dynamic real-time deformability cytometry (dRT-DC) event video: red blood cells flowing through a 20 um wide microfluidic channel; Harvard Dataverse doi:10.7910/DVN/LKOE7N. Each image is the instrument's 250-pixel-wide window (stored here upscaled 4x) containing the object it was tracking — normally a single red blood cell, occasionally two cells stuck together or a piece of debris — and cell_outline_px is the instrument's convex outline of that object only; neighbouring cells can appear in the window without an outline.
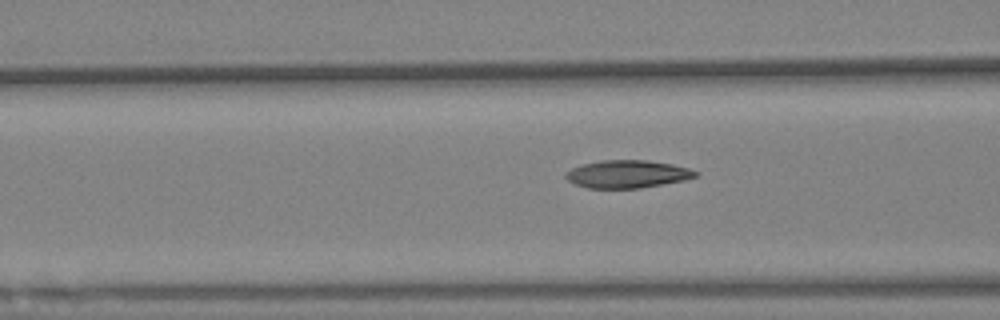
{"species": "Egyptian fruit bat (a non-hibernating species)", "species_latin": "Rousettus aegyptiacus", "temperature_condition": "warm", "stored_images_in_passage": 19, "camera_frame_rate_fps": 3000, "um_per_image_px": 0.085, "animal": {"sex": "female"}, "frame": {"image": 1, "passage_image": 6, "time_ms": 1.667, "image_size_px": [1000, 320], "cell_outline_px": [[700, 176], [684, 180], [640, 188], [588, 188], [576, 184], [568, 180], [564, 176], [572, 168], [580, 164], [600, 160], [648, 160], [672, 164], [688, 168], [700, 172]], "centroid_in_image_um": [53.36, 14.79], "position_along_channel_um": 113.2, "area_um2": 21.04}}
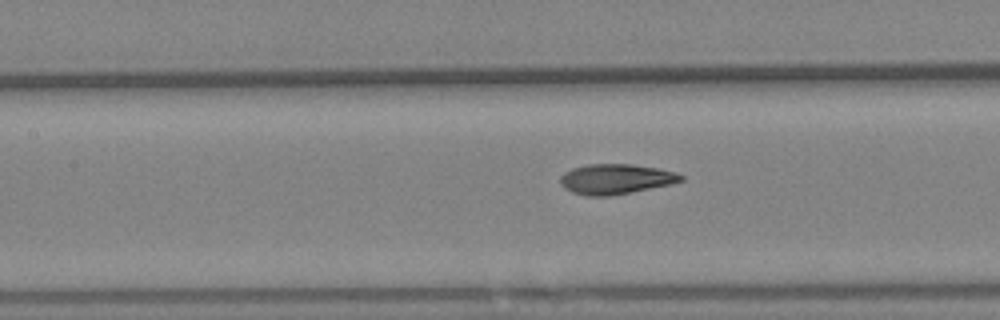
{"frame": {"image": 2, "passage_image": 11, "time_ms": 3.333, "image_size_px": [1000, 320], "cell_outline_px": [[684, 180], [672, 184], [608, 196], [588, 196], [572, 192], [564, 188], [560, 184], [560, 176], [564, 172], [572, 168], [588, 164], [632, 164], [660, 168], [676, 172], [684, 176]], "centroid_in_image_um": [52.34, 15.21], "position_along_channel_um": 155.1, "area_um2": 21.27}}
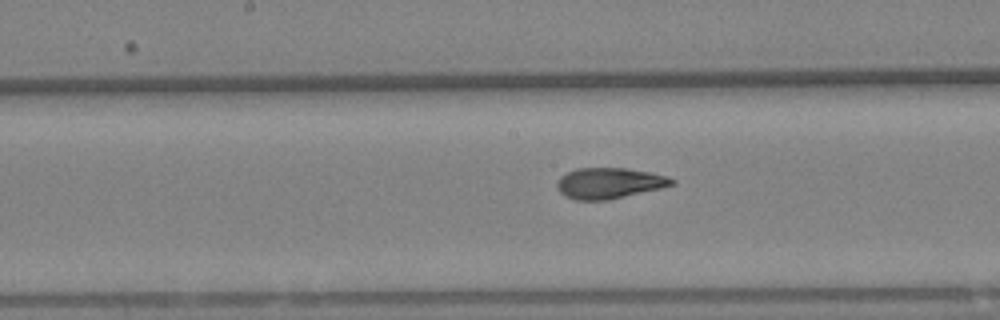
{"frame": {"image": 3, "passage_image": 16, "time_ms": 5.0, "image_size_px": [1000, 320], "cell_outline_px": [[676, 184], [660, 188], [608, 200], [576, 200], [564, 196], [556, 188], [556, 184], [560, 176], [576, 168], [624, 168], [652, 172], [668, 176], [676, 180]], "centroid_in_image_um": [51.78, 15.56], "position_along_channel_um": 196.4, "area_um2": 20.75}}